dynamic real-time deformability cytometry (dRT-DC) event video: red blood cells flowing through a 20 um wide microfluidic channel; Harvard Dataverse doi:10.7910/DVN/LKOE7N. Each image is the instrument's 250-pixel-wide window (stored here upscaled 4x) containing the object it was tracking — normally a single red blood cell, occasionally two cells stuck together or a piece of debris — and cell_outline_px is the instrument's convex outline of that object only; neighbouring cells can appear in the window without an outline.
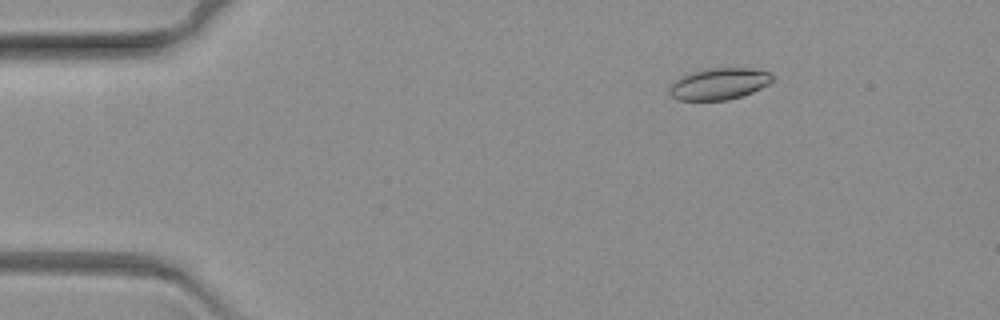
{"species": "common noctule bat (a hibernating species)", "species_latin": "Nyctalus noctula", "temperature_condition": "warm", "stored_images_in_passage": 62, "camera_frame_rate_fps": 3000, "um_per_image_px": 0.085, "animal": {"sex": "female", "body_mass_g": 19.3, "forearm_length_mm": 54.1}, "frame": {"image": 1, "passage_image": 3, "time_ms": 0.667, "image_size_px": [1000, 320], "cell_outline_px": [[776, 80], [772, 84], [752, 92], [728, 100], [680, 100], [672, 96], [668, 92], [672, 84], [680, 76], [688, 72], [704, 68], [752, 68], [772, 72], [776, 76]], "centroid_in_image_um": [61.2, 7.1], "position_along_channel_um": 23.8, "area_um2": 19.42}}
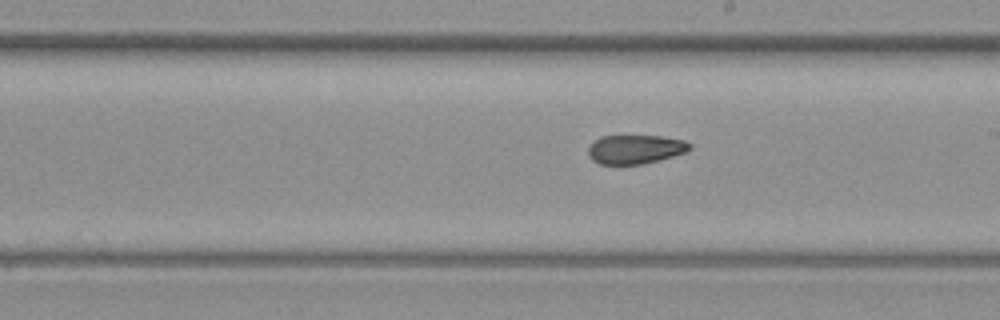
{"frame": {"image": 2, "passage_image": 32, "time_ms": 10.333, "image_size_px": [1000, 320], "cell_outline_px": [[692, 148], [688, 152], [660, 160], [640, 164], [600, 164], [592, 160], [588, 156], [588, 148], [600, 136], [660, 136], [684, 140], [692, 144]], "centroid_in_image_um": [54.04, 12.69], "position_along_channel_um": 235.0, "area_um2": 17.22}}
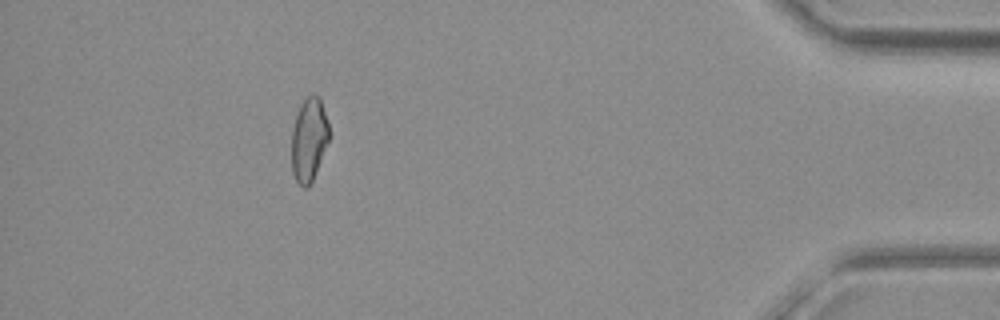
{"frame": {"image": 3, "passage_image": 55, "time_ms": 18.0, "image_size_px": [1000, 320], "cell_outline_px": [[328, 140], [312, 180], [308, 188], [304, 188], [296, 180], [292, 172], [292, 128], [300, 104], [312, 92], [316, 92], [320, 96], [328, 120]], "centroid_in_image_um": [26.25, 11.79], "position_along_channel_um": 408.9, "area_um2": 18.15}}